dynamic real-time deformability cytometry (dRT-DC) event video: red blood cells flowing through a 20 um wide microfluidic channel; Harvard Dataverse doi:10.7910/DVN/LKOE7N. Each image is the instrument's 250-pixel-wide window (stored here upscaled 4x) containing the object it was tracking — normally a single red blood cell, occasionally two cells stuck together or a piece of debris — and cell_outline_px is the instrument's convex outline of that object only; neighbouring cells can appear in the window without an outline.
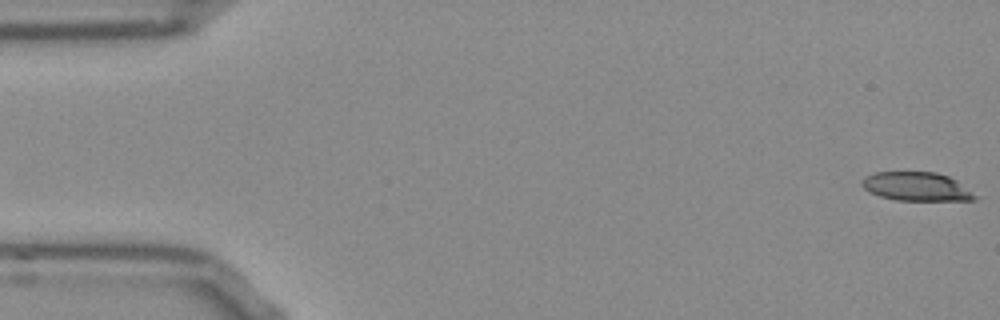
{"species": "Egyptian fruit bat (a non-hibernating species)", "species_latin": "Rousettus aegyptiacus", "temperature_condition": "room temperature", "stored_images_in_passage": 46, "camera_frame_rate_fps": 3000, "um_per_image_px": 0.085, "frame": {"image": 1, "passage_image": 1, "time_ms": 0.0, "image_size_px": [1000, 320], "cell_outline_px": [[976, 200], [896, 200], [880, 196], [868, 192], [860, 184], [860, 180], [864, 176], [876, 172], [936, 172], [948, 176], [956, 180], [976, 196]], "centroid_in_image_um": [77.83, 15.85], "position_along_channel_um": 7.2, "area_um2": 18.84}}
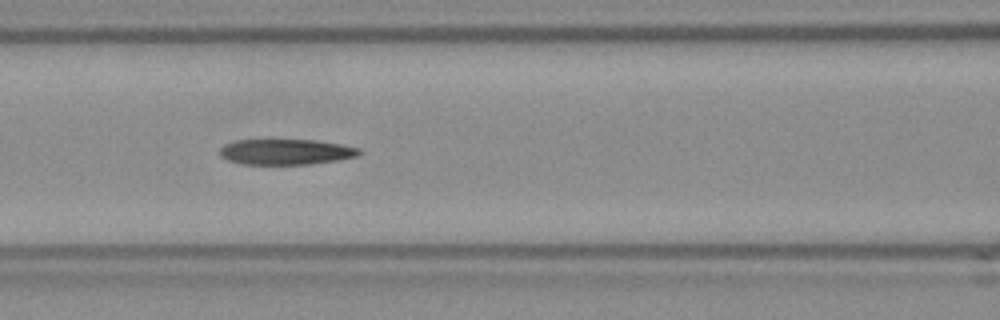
{"frame": {"image": 2, "passage_image": 22, "time_ms": 7.0, "image_size_px": [1000, 320], "cell_outline_px": [[360, 152], [356, 156], [340, 160], [312, 164], [240, 164], [228, 160], [220, 156], [220, 148], [224, 144], [236, 140], [312, 140], [340, 144], [360, 148]], "centroid_in_image_um": [24.28, 12.91], "position_along_channel_um": 142.3, "area_um2": 20.75}}
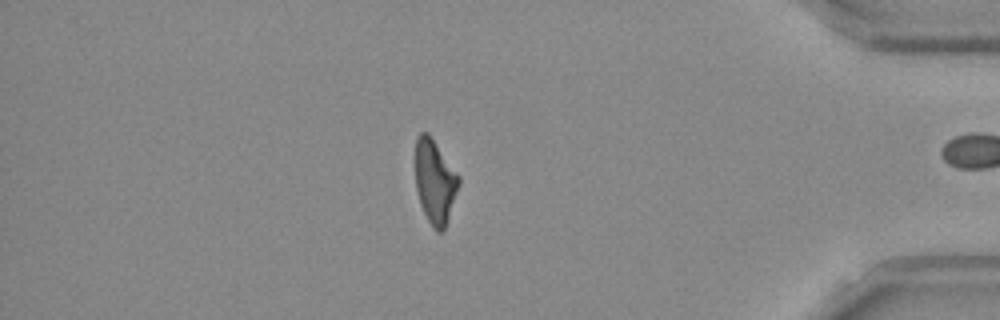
{"frame": {"image": 3, "passage_image": 45, "time_ms": 14.667, "image_size_px": [1000, 320], "cell_outline_px": [[460, 184], [444, 232], [436, 232], [432, 228], [420, 204], [416, 188], [416, 140], [420, 132], [428, 132], [460, 176]], "centroid_in_image_um": [36.98, 15.47], "position_along_channel_um": 398.2, "area_um2": 21.33}, "authors_computed_cell_mechanics": {"area_um2": 21.7617, "velocity_mm_per_s": 3.8672, "shape_relaxation_time_tau1_ms": null, "shape_relaxation_time_tau2_ms": 5.5482, "deformation_change_tau1": null, "deformation_change_tau2": 0.19}}